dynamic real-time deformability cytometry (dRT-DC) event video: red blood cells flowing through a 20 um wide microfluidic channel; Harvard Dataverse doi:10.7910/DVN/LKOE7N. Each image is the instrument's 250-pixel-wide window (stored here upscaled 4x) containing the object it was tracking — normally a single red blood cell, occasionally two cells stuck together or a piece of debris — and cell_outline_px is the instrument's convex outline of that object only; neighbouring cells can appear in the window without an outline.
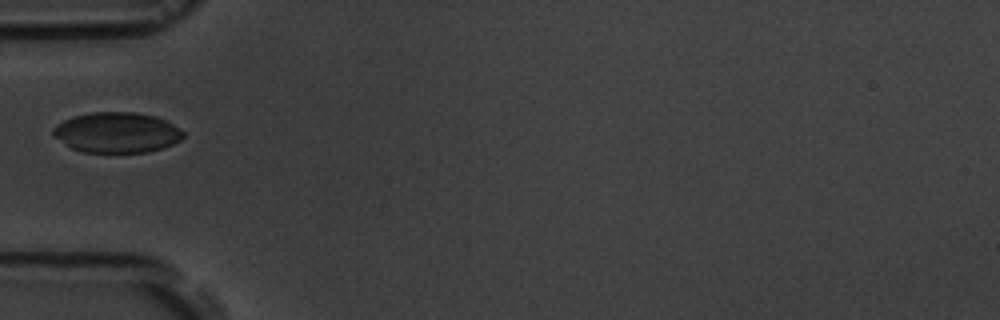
{"species": "common noctule bat (a hibernating species)", "species_latin": "Nyctalus noctula", "temperature_condition": "room temperature", "stored_images_in_passage": 13, "camera_frame_rate_fps": 3000, "um_per_image_px": 0.085, "animal": {"sex": "male", "body_mass_g": 19.5, "forearm_length_mm": 54.6}, "frame": {"image": 1, "passage_image": 2, "time_ms": 1.333, "image_size_px": [1000, 320], "cell_outline_px": [[184, 136], [180, 140], [164, 148], [148, 152], [84, 152], [72, 148], [56, 136], [52, 132], [52, 128], [56, 124], [72, 116], [92, 112], [136, 112], [156, 116], [180, 128], [184, 132]], "centroid_in_image_um": [9.96, 11.25], "position_along_channel_um": 75.0, "area_um2": 30.58}}
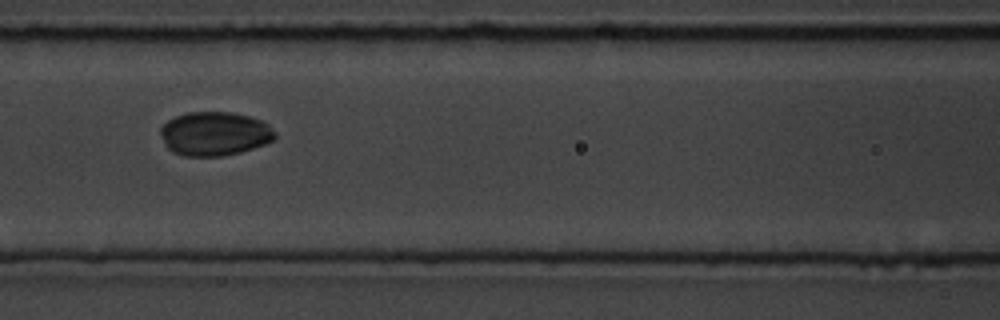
{"frame": {"image": 2, "passage_image": 4, "time_ms": 3.333, "image_size_px": [1000, 320], "cell_outline_px": [[276, 136], [272, 140], [264, 144], [240, 152], [220, 156], [184, 156], [172, 152], [164, 144], [160, 136], [160, 128], [168, 120], [176, 116], [188, 112], [232, 112], [248, 116], [260, 120], [268, 124], [276, 132]], "centroid_in_image_um": [18.21, 11.36], "position_along_channel_um": 148.4, "area_um2": 29.3}}
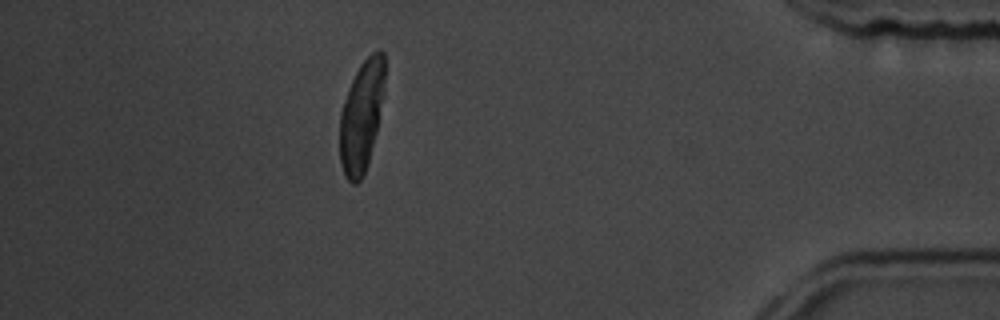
{"frame": {"image": 3, "passage_image": 11, "time_ms": 11.667, "image_size_px": [1000, 320], "cell_outline_px": [[384, 96], [376, 132], [368, 164], [360, 180], [356, 184], [352, 184], [344, 176], [340, 164], [340, 112], [348, 88], [360, 64], [376, 48], [380, 48], [384, 52]], "centroid_in_image_um": [30.73, 9.85], "position_along_channel_um": 404.5, "area_um2": 29.3}, "authors_computed_cell_mechanics": {"area_um2": 29.3046, "velocity_mm_per_s": 3.6358, "shape_relaxation_time_tau1_ms": 1.8588, "shape_relaxation_time_tau2_ms": 1.9587, "deformation_change_tau1": 0.0855, "deformation_change_tau2": 0.0331}}